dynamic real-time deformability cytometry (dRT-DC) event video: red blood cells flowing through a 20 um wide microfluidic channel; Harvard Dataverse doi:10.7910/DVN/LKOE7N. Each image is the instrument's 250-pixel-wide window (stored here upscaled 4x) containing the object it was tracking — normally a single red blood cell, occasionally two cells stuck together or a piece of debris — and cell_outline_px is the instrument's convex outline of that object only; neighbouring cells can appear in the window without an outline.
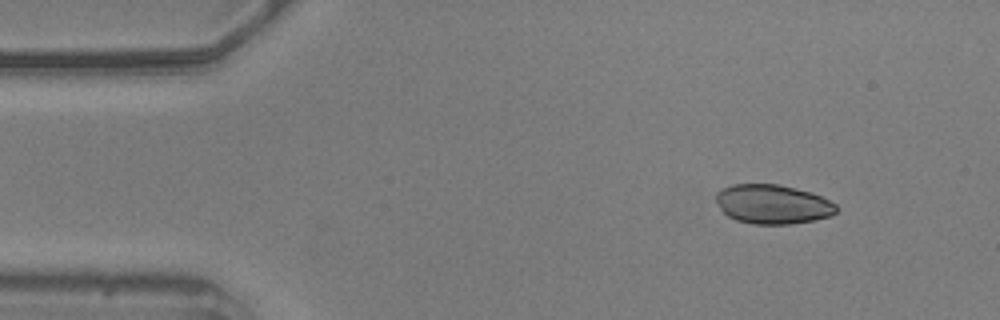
{"species": "common noctule bat (a hibernating species)", "species_latin": "Nyctalus noctula", "temperature_condition": "warm", "stored_images_in_passage": 50, "camera_frame_rate_fps": 3000, "um_per_image_px": 0.085, "animal": {"sex": "male", "body_mass_g": 20.5, "forearm_length_mm": 52.5}, "frame": {"image": 1, "passage_image": 1, "time_ms": 0.0, "image_size_px": [1000, 320], "cell_outline_px": [[840, 208], [836, 212], [828, 216], [812, 220], [792, 224], [752, 224], [736, 220], [728, 216], [720, 208], [716, 200], [716, 192], [720, 188], [732, 184], [780, 184], [812, 192], [836, 204]], "centroid_in_image_um": [65.66, 17.35], "position_along_channel_um": 19.3, "area_um2": 27.69}}
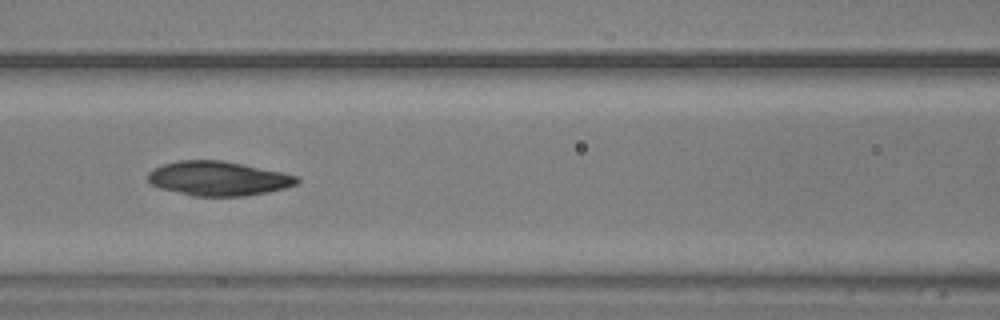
{"frame": {"image": 2, "passage_image": 18, "time_ms": 5.667, "image_size_px": [1000, 320], "cell_outline_px": [[300, 180], [296, 184], [284, 188], [268, 192], [244, 196], [192, 196], [160, 188], [152, 184], [148, 180], [148, 172], [152, 168], [164, 164], [180, 160], [220, 160], [244, 164], [284, 172], [300, 176]], "centroid_in_image_um": [18.57, 15.17], "position_along_channel_um": 148.0, "area_um2": 30.0}}
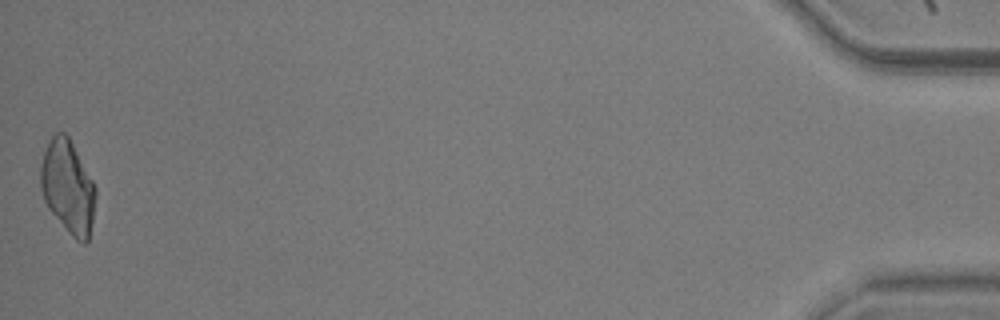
{"frame": {"image": 3, "passage_image": 50, "time_ms": 16.333, "image_size_px": [1000, 320], "cell_outline_px": [[96, 196], [92, 220], [88, 240], [84, 244], [76, 240], [68, 232], [48, 208], [44, 200], [40, 188], [40, 168], [44, 152], [52, 136], [56, 132], [64, 132], [68, 136], [92, 180], [96, 188]], "centroid_in_image_um": [5.76, 15.9], "position_along_channel_um": 429.4, "area_um2": 29.54}, "authors_computed_cell_mechanics": {"area_um2": 29.7959, "velocity_mm_per_s": 3.598, "shape_relaxation_time_tau1_ms": null, "shape_relaxation_time_tau2_ms": 3.4961, "deformation_change_tau1": null, "deformation_change_tau2": 0.0544}}